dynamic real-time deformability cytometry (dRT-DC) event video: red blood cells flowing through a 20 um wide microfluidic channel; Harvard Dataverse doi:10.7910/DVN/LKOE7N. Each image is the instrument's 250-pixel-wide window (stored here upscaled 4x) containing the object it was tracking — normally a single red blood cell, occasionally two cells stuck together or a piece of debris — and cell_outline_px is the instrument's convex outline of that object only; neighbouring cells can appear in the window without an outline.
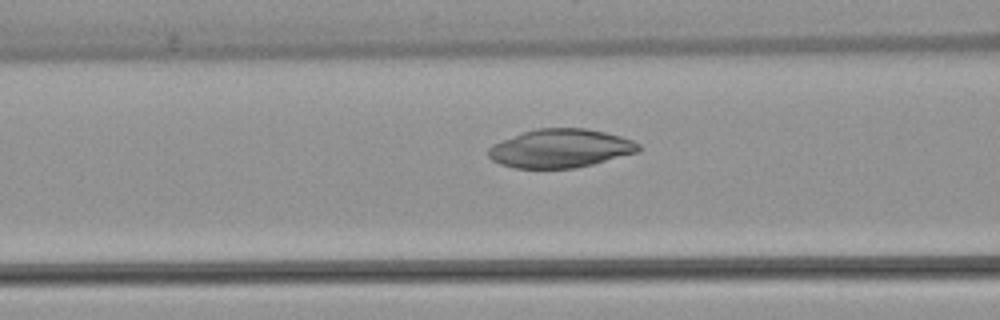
{"species": "common noctule bat (a hibernating species)", "species_latin": "Nyctalus noctula", "temperature_condition": "warm", "stored_images_in_passage": 52, "camera_frame_rate_fps": 3000, "um_per_image_px": 0.085, "animal": {"sex": "female", "body_mass_g": 22.7, "forearm_length_mm": 54.2}, "frame": {"image": 1, "passage_image": 21, "time_ms": 6.667, "image_size_px": [1000, 320], "cell_outline_px": [[644, 148], [640, 152], [576, 168], [516, 168], [500, 164], [492, 160], [488, 156], [488, 148], [492, 144], [524, 132], [536, 128], [584, 128], [604, 132], [620, 136], [632, 140], [640, 144]], "centroid_in_image_um": [47.67, 12.62], "position_along_channel_um": 118.9, "area_um2": 33.81}}
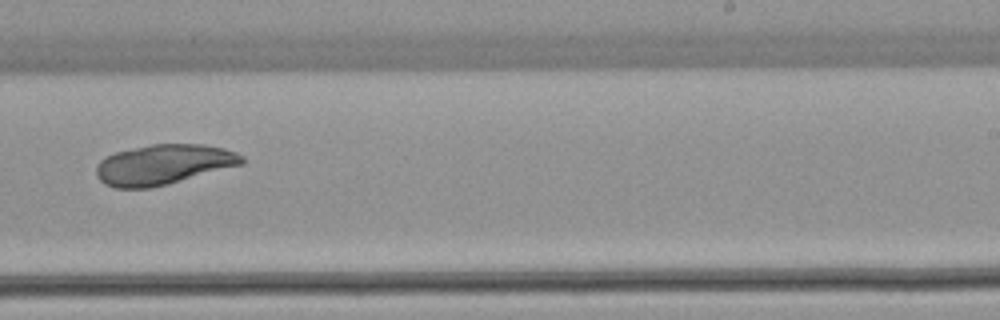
{"frame": {"image": 2, "passage_image": 33, "time_ms": 10.667, "image_size_px": [1000, 320], "cell_outline_px": [[244, 164], [168, 184], [152, 188], [116, 188], [104, 184], [96, 176], [96, 164], [104, 156], [116, 152], [152, 144], [204, 144], [224, 148], [236, 152], [244, 156]], "centroid_in_image_um": [13.89, 13.99], "position_along_channel_um": 275.1, "area_um2": 34.28}}
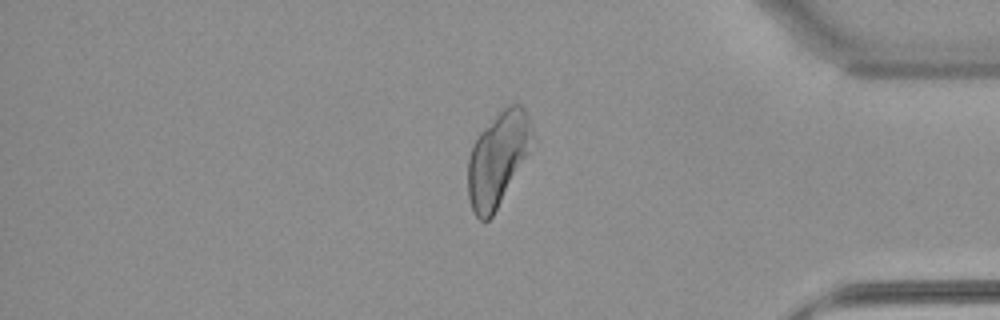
{"frame": {"image": 3, "passage_image": 44, "time_ms": 14.333, "image_size_px": [1000, 320], "cell_outline_px": [[532, 136], [528, 152], [492, 216], [488, 220], [480, 220], [476, 216], [472, 208], [468, 196], [468, 156], [472, 144], [480, 132], [508, 104], [520, 104], [524, 108], [532, 124]], "centroid_in_image_um": [42.28, 13.49], "position_along_channel_um": 392.9, "area_um2": 34.33}}